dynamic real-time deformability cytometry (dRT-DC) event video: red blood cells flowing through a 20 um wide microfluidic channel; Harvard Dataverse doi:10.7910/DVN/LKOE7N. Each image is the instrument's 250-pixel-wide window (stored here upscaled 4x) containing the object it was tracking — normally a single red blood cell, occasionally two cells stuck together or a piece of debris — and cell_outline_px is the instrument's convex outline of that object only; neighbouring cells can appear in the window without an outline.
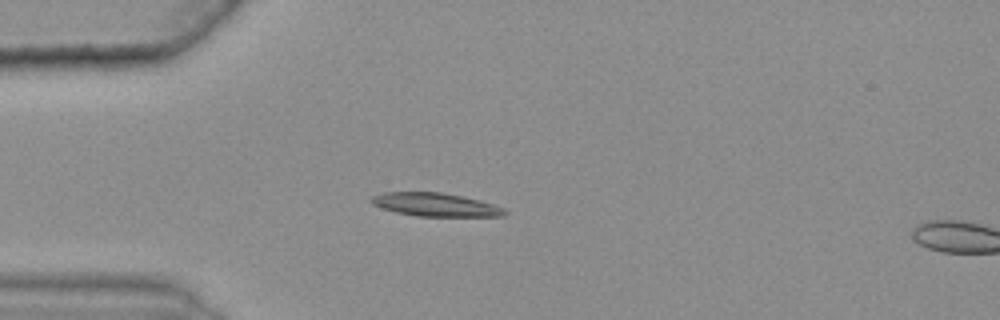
{"species": "common noctule bat (a hibernating species)", "species_latin": "Nyctalus noctula", "temperature_condition": "warm", "stored_images_in_passage": 17, "camera_frame_rate_fps": 3000, "um_per_image_px": 0.085, "animal": {"sex": "female", "body_mass_g": 25.1}, "frame": {"image": 1, "passage_image": 15, "time_ms": 4.667, "image_size_px": [1000, 320], "cell_outline_px": [[508, 212], [504, 216], [416, 216], [396, 212], [372, 204], [368, 200], [372, 196], [384, 192], [440, 192], [480, 200], [504, 208]], "centroid_in_image_um": [37.0, 17.39], "position_along_channel_um": 48.0, "area_um2": 18.03}}